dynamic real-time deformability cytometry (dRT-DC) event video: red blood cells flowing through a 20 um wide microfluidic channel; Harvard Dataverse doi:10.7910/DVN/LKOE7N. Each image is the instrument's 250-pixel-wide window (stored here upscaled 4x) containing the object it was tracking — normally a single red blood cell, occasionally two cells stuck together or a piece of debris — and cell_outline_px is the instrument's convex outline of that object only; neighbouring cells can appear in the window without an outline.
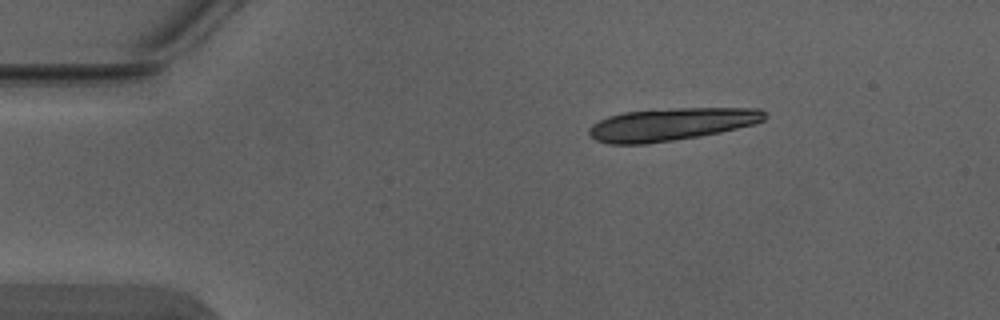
{"species": "Egyptian fruit bat (a non-hibernating species)", "species_latin": "Rousettus aegyptiacus", "temperature_condition": "warm", "stored_images_in_passage": 2, "camera_frame_rate_fps": 3000, "um_per_image_px": 0.085, "animal": {"sex": "male"}, "frame": {"image": 1, "passage_image": 2, "time_ms": 0.333, "image_size_px": [1000, 320], "cell_outline_px": [[768, 116], [764, 120], [756, 124], [720, 132], [700, 136], [648, 144], [608, 144], [596, 140], [588, 136], [588, 128], [592, 124], [608, 116], [624, 112], [676, 108], [760, 108], [768, 112]], "centroid_in_image_um": [57.07, 10.56], "position_along_channel_um": 27.9, "area_um2": 33.7}}